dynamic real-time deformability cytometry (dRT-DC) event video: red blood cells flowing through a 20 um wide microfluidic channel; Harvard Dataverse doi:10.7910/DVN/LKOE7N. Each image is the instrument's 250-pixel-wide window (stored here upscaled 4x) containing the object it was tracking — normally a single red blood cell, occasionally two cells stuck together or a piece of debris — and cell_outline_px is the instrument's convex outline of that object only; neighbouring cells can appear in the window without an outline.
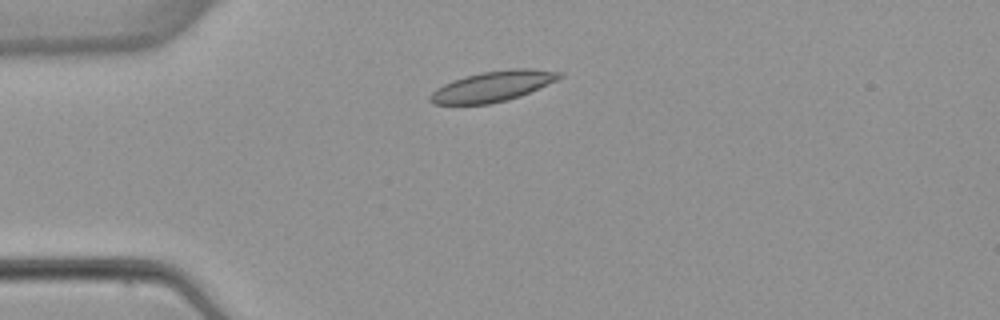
{"species": "common noctule bat (a hibernating species)", "species_latin": "Nyctalus noctula", "temperature_condition": "warm", "stored_images_in_passage": 6, "camera_frame_rate_fps": 3000, "um_per_image_px": 0.085, "animal": {"sex": "female", "body_mass_g": 22.7, "forearm_length_mm": 54.2}, "frame": {"image": 1, "passage_image": 3, "time_ms": 2.0, "image_size_px": [1000, 320], "cell_outline_px": [[564, 76], [556, 80], [520, 96], [508, 100], [488, 104], [432, 104], [428, 100], [428, 96], [436, 88], [452, 80], [480, 72], [512, 68], [528, 68], [560, 72]], "centroid_in_image_um": [41.84, 7.33], "position_along_channel_um": 43.2, "area_um2": 22.89}}
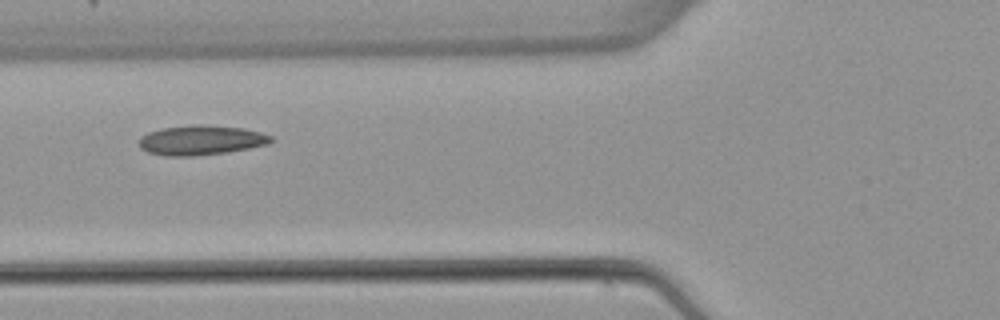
{"frame": {"image": 2, "passage_image": 5, "time_ms": 4.333, "image_size_px": [1000, 320], "cell_outline_px": [[276, 140], [268, 144], [228, 152], [192, 156], [164, 156], [148, 152], [140, 148], [140, 136], [148, 132], [164, 128], [192, 124], [200, 124], [244, 128], [260, 132], [272, 136]], "centroid_in_image_um": [17.1, 11.91], "position_along_channel_um": 108.7, "area_um2": 22.95}}
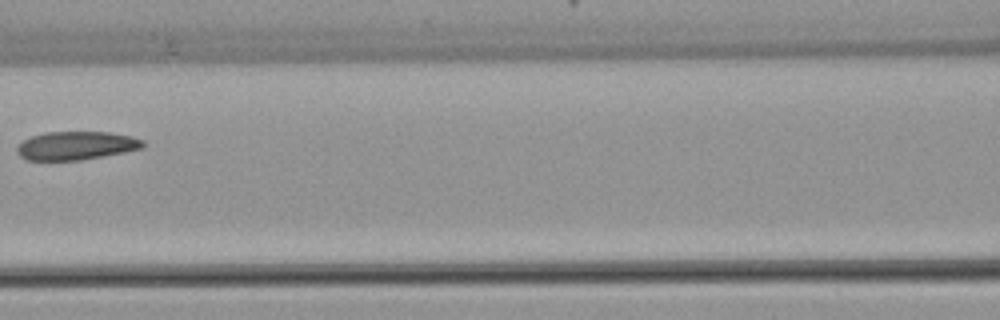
{"frame": {"image": 3, "passage_image": 6, "time_ms": 5.667, "image_size_px": [1000, 320], "cell_outline_px": [[144, 148], [124, 152], [80, 160], [28, 160], [20, 156], [16, 152], [16, 148], [24, 140], [32, 136], [44, 132], [108, 132], [132, 136], [144, 140]], "centroid_in_image_um": [6.49, 12.37], "position_along_channel_um": 160.1, "area_um2": 20.81}}